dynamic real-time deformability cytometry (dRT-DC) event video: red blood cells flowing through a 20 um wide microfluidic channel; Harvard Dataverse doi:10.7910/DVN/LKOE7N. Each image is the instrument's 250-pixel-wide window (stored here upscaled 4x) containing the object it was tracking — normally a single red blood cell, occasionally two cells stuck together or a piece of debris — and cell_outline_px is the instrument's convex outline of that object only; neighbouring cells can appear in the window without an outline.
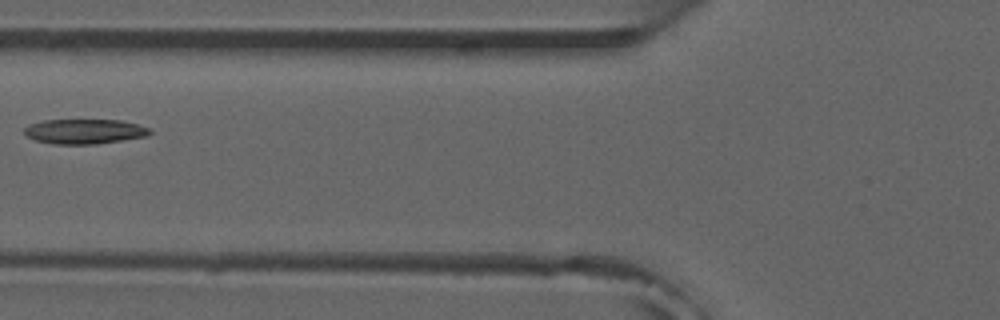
{"species": "common noctule bat (a hibernating species)", "species_latin": "Nyctalus noctula", "temperature_condition": "room temperature", "stored_images_in_passage": 6, "camera_frame_rate_fps": 3000, "um_per_image_px": 0.085, "animal": {"sex": "male", "forearm_length_mm": 52.5}, "frame": {"image": 1, "passage_image": 5, "time_ms": 5.667, "image_size_px": [1000, 320], "cell_outline_px": [[152, 132], [148, 136], [96, 144], [52, 144], [36, 140], [28, 136], [24, 132], [24, 128], [32, 124], [44, 120], [120, 120], [136, 124], [148, 128]], "centroid_in_image_um": [7.2, 11.17], "position_along_channel_um": 118.6, "area_um2": 17.98}}
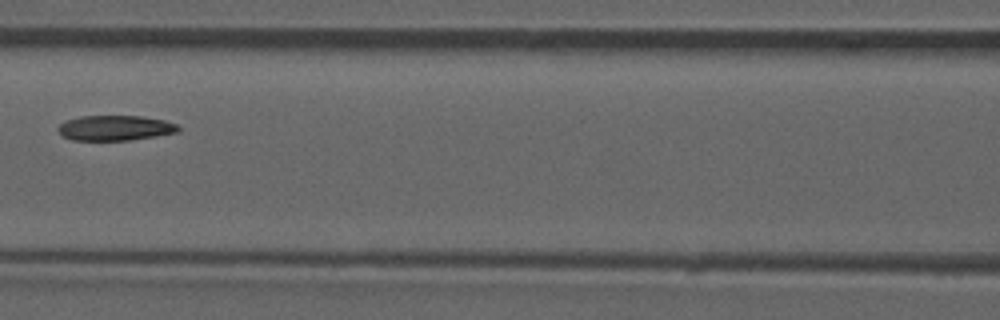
{"frame": {"image": 2, "passage_image": 6, "time_ms": 6.667, "image_size_px": [1000, 320], "cell_outline_px": [[180, 132], [156, 136], [128, 140], [72, 140], [64, 136], [56, 128], [60, 124], [68, 120], [80, 116], [140, 116], [164, 120], [176, 124], [180, 128]], "centroid_in_image_um": [9.81, 10.87], "position_along_channel_um": 156.8, "area_um2": 17.51}}